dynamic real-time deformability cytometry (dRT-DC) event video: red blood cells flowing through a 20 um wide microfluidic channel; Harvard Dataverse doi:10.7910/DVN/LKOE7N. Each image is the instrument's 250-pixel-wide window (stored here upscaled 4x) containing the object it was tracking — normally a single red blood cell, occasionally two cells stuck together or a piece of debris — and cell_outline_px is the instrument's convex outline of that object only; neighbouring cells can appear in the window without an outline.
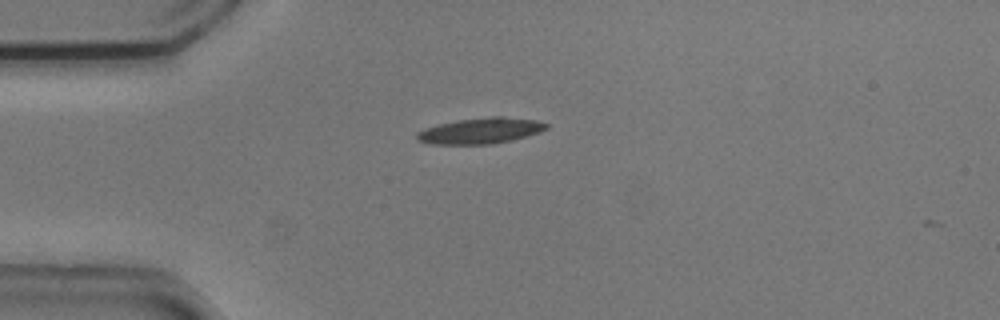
{"species": "common noctule bat (a hibernating species)", "species_latin": "Nyctalus noctula", "temperature_condition": "cold", "stored_images_in_passage": 4, "camera_frame_rate_fps": 3000, "um_per_image_px": 0.085, "animal": {"sex": "male", "body_mass_g": 20.5, "forearm_length_mm": 52.5}, "frame": {"image": 1, "passage_image": 1, "time_ms": 0.0, "image_size_px": [1000, 320], "cell_outline_px": [[548, 128], [512, 140], [492, 144], [432, 144], [416, 140], [416, 132], [424, 128], [456, 120], [492, 116], [504, 116], [536, 120], [548, 124]], "centroid_in_image_um": [40.8, 11.11], "position_along_channel_um": 44.2, "area_um2": 19.42}}